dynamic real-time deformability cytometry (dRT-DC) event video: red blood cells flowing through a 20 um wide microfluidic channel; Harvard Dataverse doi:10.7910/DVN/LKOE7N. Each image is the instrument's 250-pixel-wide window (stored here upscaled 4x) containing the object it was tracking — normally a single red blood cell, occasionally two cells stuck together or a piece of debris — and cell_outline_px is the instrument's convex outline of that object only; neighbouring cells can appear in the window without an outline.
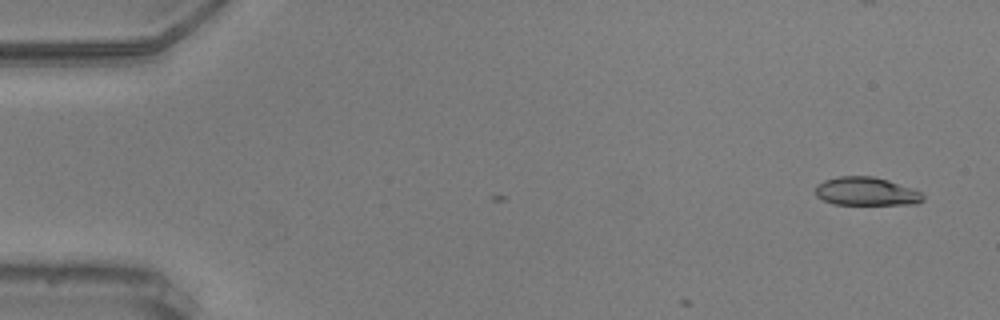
{"species": "common noctule bat (a hibernating species)", "species_latin": "Nyctalus noctula", "temperature_condition": "warm", "stored_images_in_passage": 5, "camera_frame_rate_fps": 3000, "um_per_image_px": 0.085, "animal": {"sex": "male", "body_mass_g": 20.5, "forearm_length_mm": 52.5}, "frame": {"image": 1, "passage_image": 2, "time_ms": 0.333, "image_size_px": [1000, 320], "cell_outline_px": [[924, 200], [916, 204], [836, 204], [824, 200], [816, 196], [816, 184], [824, 180], [840, 176], [872, 176], [888, 180], [912, 188], [920, 192], [924, 196]], "centroid_in_image_um": [73.63, 16.26], "position_along_channel_um": 11.4, "area_um2": 17.69}}